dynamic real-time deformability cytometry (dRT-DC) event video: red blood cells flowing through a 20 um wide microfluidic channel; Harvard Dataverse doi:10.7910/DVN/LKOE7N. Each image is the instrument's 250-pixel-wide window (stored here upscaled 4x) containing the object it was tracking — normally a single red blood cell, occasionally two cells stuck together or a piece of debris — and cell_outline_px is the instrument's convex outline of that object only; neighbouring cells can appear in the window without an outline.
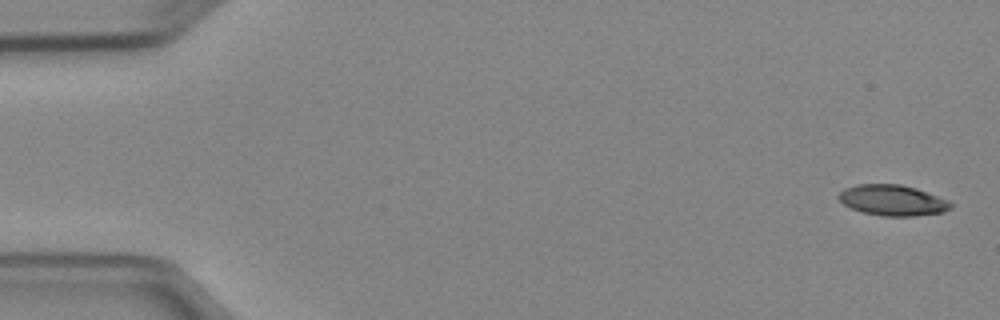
{"species": "Egyptian fruit bat (a non-hibernating species)", "species_latin": "Rousettus aegyptiacus", "temperature_condition": "cold", "stored_images_in_passage": 4, "camera_frame_rate_fps": 3000, "um_per_image_px": 0.085, "animal": {"sex": "female"}, "frame": {"image": 1, "passage_image": 1, "time_ms": 0.0, "image_size_px": [1000, 320], "cell_outline_px": [[952, 208], [944, 212], [912, 216], [884, 216], [864, 212], [852, 208], [844, 204], [836, 196], [844, 188], [856, 184], [900, 184], [916, 188], [948, 200], [952, 204]], "centroid_in_image_um": [75.87, 17.01], "position_along_channel_um": 9.1, "area_um2": 20.0}}
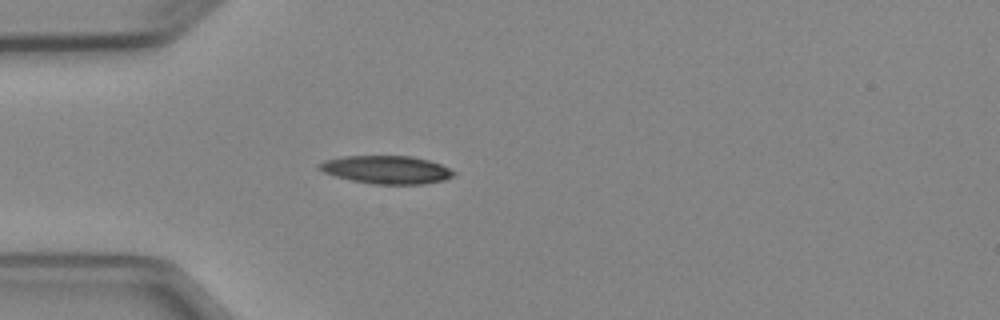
{"frame": {"image": 2, "passage_image": 4, "time_ms": 4.333, "image_size_px": [1000, 320], "cell_outline_px": [[456, 172], [452, 176], [444, 180], [420, 184], [372, 184], [352, 180], [336, 176], [324, 172], [316, 168], [316, 164], [324, 160], [344, 156], [412, 156], [428, 160], [440, 164]], "centroid_in_image_um": [32.81, 14.42], "position_along_channel_um": 52.2, "area_um2": 21.91}}